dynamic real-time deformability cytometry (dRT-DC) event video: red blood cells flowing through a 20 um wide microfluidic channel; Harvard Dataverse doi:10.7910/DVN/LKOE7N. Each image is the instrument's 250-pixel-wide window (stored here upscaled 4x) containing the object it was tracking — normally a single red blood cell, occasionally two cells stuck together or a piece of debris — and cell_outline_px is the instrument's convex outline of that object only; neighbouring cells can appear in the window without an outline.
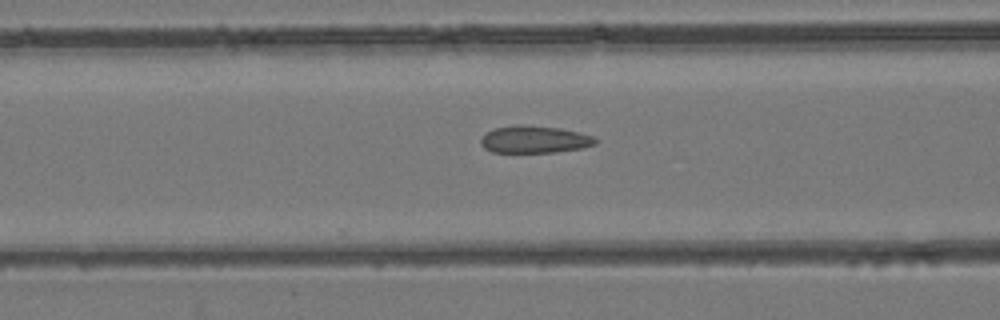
{"species": "common noctule bat (a hibernating species)", "species_latin": "Nyctalus noctula", "temperature_condition": "room temperature", "stored_images_in_passage": 37, "camera_frame_rate_fps": 3000, "um_per_image_px": 0.085, "animal": {"sex": "female", "body_mass_g": 24.6, "forearm_length_mm": 56.2}, "frame": {"image": 1, "passage_image": 7, "time_ms": 2.0, "image_size_px": [1000, 320], "cell_outline_px": [[596, 144], [584, 148], [556, 152], [492, 152], [484, 148], [480, 144], [480, 136], [496, 128], [560, 128], [580, 132], [592, 136], [596, 140]], "centroid_in_image_um": [45.47, 11.91], "position_along_channel_um": 121.1, "area_um2": 17.34}}
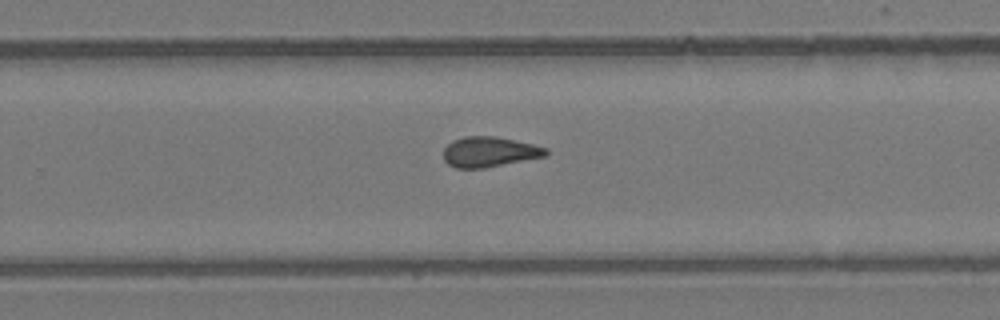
{"frame": {"image": 2, "passage_image": 19, "time_ms": 6.0, "image_size_px": [1000, 320], "cell_outline_px": [[548, 156], [484, 168], [456, 168], [448, 164], [444, 160], [444, 148], [452, 140], [464, 136], [496, 136], [532, 144], [548, 148]], "centroid_in_image_um": [41.61, 12.91], "position_along_channel_um": 288.2, "area_um2": 18.15}}
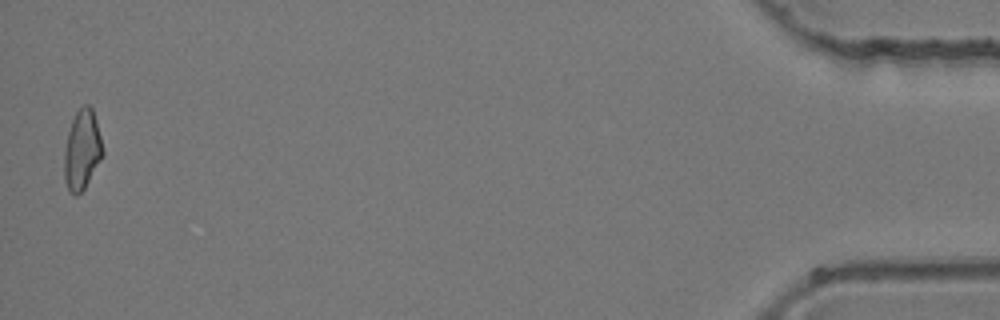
{"frame": {"image": 3, "passage_image": 36, "time_ms": 11.667, "image_size_px": [1000, 320], "cell_outline_px": [[104, 156], [84, 188], [76, 196], [68, 192], [64, 180], [64, 148], [68, 132], [72, 120], [76, 112], [84, 104], [88, 104], [92, 108], [96, 120], [104, 152]], "centroid_in_image_um": [6.97, 12.77], "position_along_channel_um": 428.2, "area_um2": 18.03}}